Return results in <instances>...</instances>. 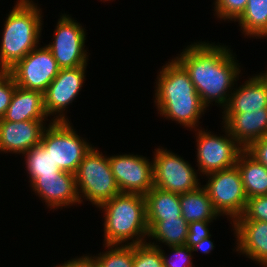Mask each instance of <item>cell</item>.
Masks as SVG:
<instances>
[{"label": "cell", "mask_w": 267, "mask_h": 267, "mask_svg": "<svg viewBox=\"0 0 267 267\" xmlns=\"http://www.w3.org/2000/svg\"><path fill=\"white\" fill-rule=\"evenodd\" d=\"M175 59L189 74L206 108L213 101L226 107L234 82L239 80L241 72L240 65L228 46L194 42Z\"/></svg>", "instance_id": "cell-1"}, {"label": "cell", "mask_w": 267, "mask_h": 267, "mask_svg": "<svg viewBox=\"0 0 267 267\" xmlns=\"http://www.w3.org/2000/svg\"><path fill=\"white\" fill-rule=\"evenodd\" d=\"M157 79L154 102L158 113L184 127L197 129L206 107L184 67L173 58L162 67Z\"/></svg>", "instance_id": "cell-2"}, {"label": "cell", "mask_w": 267, "mask_h": 267, "mask_svg": "<svg viewBox=\"0 0 267 267\" xmlns=\"http://www.w3.org/2000/svg\"><path fill=\"white\" fill-rule=\"evenodd\" d=\"M98 208L103 209L105 217L104 245H124L125 242V245L146 243L148 226L144 195L121 193Z\"/></svg>", "instance_id": "cell-3"}, {"label": "cell", "mask_w": 267, "mask_h": 267, "mask_svg": "<svg viewBox=\"0 0 267 267\" xmlns=\"http://www.w3.org/2000/svg\"><path fill=\"white\" fill-rule=\"evenodd\" d=\"M32 0H17L4 23L0 70H9L40 43L42 11Z\"/></svg>", "instance_id": "cell-4"}, {"label": "cell", "mask_w": 267, "mask_h": 267, "mask_svg": "<svg viewBox=\"0 0 267 267\" xmlns=\"http://www.w3.org/2000/svg\"><path fill=\"white\" fill-rule=\"evenodd\" d=\"M75 178L80 203L83 202L82 198L99 207L121 194L112 173L109 157L103 155L94 146L82 159Z\"/></svg>", "instance_id": "cell-5"}, {"label": "cell", "mask_w": 267, "mask_h": 267, "mask_svg": "<svg viewBox=\"0 0 267 267\" xmlns=\"http://www.w3.org/2000/svg\"><path fill=\"white\" fill-rule=\"evenodd\" d=\"M49 123L43 131L40 144L50 152L62 171L75 175L92 144L76 134L70 121Z\"/></svg>", "instance_id": "cell-6"}, {"label": "cell", "mask_w": 267, "mask_h": 267, "mask_svg": "<svg viewBox=\"0 0 267 267\" xmlns=\"http://www.w3.org/2000/svg\"><path fill=\"white\" fill-rule=\"evenodd\" d=\"M206 176L209 180L202 186L206 189L215 210L220 216L226 215L234 222L242 215L248 199L238 167L212 172Z\"/></svg>", "instance_id": "cell-7"}, {"label": "cell", "mask_w": 267, "mask_h": 267, "mask_svg": "<svg viewBox=\"0 0 267 267\" xmlns=\"http://www.w3.org/2000/svg\"><path fill=\"white\" fill-rule=\"evenodd\" d=\"M224 127V136H217L198 128L196 136L198 171L204 175L236 166L239 155L245 150Z\"/></svg>", "instance_id": "cell-8"}, {"label": "cell", "mask_w": 267, "mask_h": 267, "mask_svg": "<svg viewBox=\"0 0 267 267\" xmlns=\"http://www.w3.org/2000/svg\"><path fill=\"white\" fill-rule=\"evenodd\" d=\"M154 186L173 193H187L199 188L197 171L181 156L164 148H157L153 158Z\"/></svg>", "instance_id": "cell-9"}, {"label": "cell", "mask_w": 267, "mask_h": 267, "mask_svg": "<svg viewBox=\"0 0 267 267\" xmlns=\"http://www.w3.org/2000/svg\"><path fill=\"white\" fill-rule=\"evenodd\" d=\"M60 16L54 31V41L45 46L61 69L87 65L89 55L84 49L85 28L65 13Z\"/></svg>", "instance_id": "cell-10"}, {"label": "cell", "mask_w": 267, "mask_h": 267, "mask_svg": "<svg viewBox=\"0 0 267 267\" xmlns=\"http://www.w3.org/2000/svg\"><path fill=\"white\" fill-rule=\"evenodd\" d=\"M60 67L50 50L36 47L9 70L17 86L44 93Z\"/></svg>", "instance_id": "cell-11"}, {"label": "cell", "mask_w": 267, "mask_h": 267, "mask_svg": "<svg viewBox=\"0 0 267 267\" xmlns=\"http://www.w3.org/2000/svg\"><path fill=\"white\" fill-rule=\"evenodd\" d=\"M86 66L60 69L57 76L43 93L44 108L47 116L56 115L51 121H69L63 112L79 95L85 81Z\"/></svg>", "instance_id": "cell-12"}, {"label": "cell", "mask_w": 267, "mask_h": 267, "mask_svg": "<svg viewBox=\"0 0 267 267\" xmlns=\"http://www.w3.org/2000/svg\"><path fill=\"white\" fill-rule=\"evenodd\" d=\"M112 173L121 193L146 195L154 187L153 161L140 155L109 157Z\"/></svg>", "instance_id": "cell-13"}, {"label": "cell", "mask_w": 267, "mask_h": 267, "mask_svg": "<svg viewBox=\"0 0 267 267\" xmlns=\"http://www.w3.org/2000/svg\"><path fill=\"white\" fill-rule=\"evenodd\" d=\"M30 187L51 210L81 204L76 178L72 173L62 171L55 175H41Z\"/></svg>", "instance_id": "cell-14"}, {"label": "cell", "mask_w": 267, "mask_h": 267, "mask_svg": "<svg viewBox=\"0 0 267 267\" xmlns=\"http://www.w3.org/2000/svg\"><path fill=\"white\" fill-rule=\"evenodd\" d=\"M46 120L4 121L0 119V152L23 154L41 142Z\"/></svg>", "instance_id": "cell-15"}, {"label": "cell", "mask_w": 267, "mask_h": 267, "mask_svg": "<svg viewBox=\"0 0 267 267\" xmlns=\"http://www.w3.org/2000/svg\"><path fill=\"white\" fill-rule=\"evenodd\" d=\"M236 238V251L267 267V222L257 220L231 221Z\"/></svg>", "instance_id": "cell-16"}, {"label": "cell", "mask_w": 267, "mask_h": 267, "mask_svg": "<svg viewBox=\"0 0 267 267\" xmlns=\"http://www.w3.org/2000/svg\"><path fill=\"white\" fill-rule=\"evenodd\" d=\"M229 134L246 149L253 141L267 136V108L244 113H222Z\"/></svg>", "instance_id": "cell-17"}, {"label": "cell", "mask_w": 267, "mask_h": 267, "mask_svg": "<svg viewBox=\"0 0 267 267\" xmlns=\"http://www.w3.org/2000/svg\"><path fill=\"white\" fill-rule=\"evenodd\" d=\"M43 93L16 86L11 102L2 120L20 122L46 120Z\"/></svg>", "instance_id": "cell-18"}, {"label": "cell", "mask_w": 267, "mask_h": 267, "mask_svg": "<svg viewBox=\"0 0 267 267\" xmlns=\"http://www.w3.org/2000/svg\"><path fill=\"white\" fill-rule=\"evenodd\" d=\"M234 90L222 113H244L267 108V88L256 75Z\"/></svg>", "instance_id": "cell-19"}, {"label": "cell", "mask_w": 267, "mask_h": 267, "mask_svg": "<svg viewBox=\"0 0 267 267\" xmlns=\"http://www.w3.org/2000/svg\"><path fill=\"white\" fill-rule=\"evenodd\" d=\"M146 221H164L182 217L180 194L153 187L145 195Z\"/></svg>", "instance_id": "cell-20"}, {"label": "cell", "mask_w": 267, "mask_h": 267, "mask_svg": "<svg viewBox=\"0 0 267 267\" xmlns=\"http://www.w3.org/2000/svg\"><path fill=\"white\" fill-rule=\"evenodd\" d=\"M238 167L246 197L267 195V167L258 162L246 150L238 158Z\"/></svg>", "instance_id": "cell-21"}, {"label": "cell", "mask_w": 267, "mask_h": 267, "mask_svg": "<svg viewBox=\"0 0 267 267\" xmlns=\"http://www.w3.org/2000/svg\"><path fill=\"white\" fill-rule=\"evenodd\" d=\"M180 204L182 217L188 223L213 221L220 216L202 185L193 191L180 194Z\"/></svg>", "instance_id": "cell-22"}, {"label": "cell", "mask_w": 267, "mask_h": 267, "mask_svg": "<svg viewBox=\"0 0 267 267\" xmlns=\"http://www.w3.org/2000/svg\"><path fill=\"white\" fill-rule=\"evenodd\" d=\"M148 238L169 246L185 245L188 235V222L183 217L164 221H147Z\"/></svg>", "instance_id": "cell-23"}, {"label": "cell", "mask_w": 267, "mask_h": 267, "mask_svg": "<svg viewBox=\"0 0 267 267\" xmlns=\"http://www.w3.org/2000/svg\"><path fill=\"white\" fill-rule=\"evenodd\" d=\"M236 21L245 36L267 37V0H248L245 10Z\"/></svg>", "instance_id": "cell-24"}, {"label": "cell", "mask_w": 267, "mask_h": 267, "mask_svg": "<svg viewBox=\"0 0 267 267\" xmlns=\"http://www.w3.org/2000/svg\"><path fill=\"white\" fill-rule=\"evenodd\" d=\"M23 155L26 157V171L29 174L30 184L41 175H55L62 172L58 164H55L50 152L41 144L34 146Z\"/></svg>", "instance_id": "cell-25"}, {"label": "cell", "mask_w": 267, "mask_h": 267, "mask_svg": "<svg viewBox=\"0 0 267 267\" xmlns=\"http://www.w3.org/2000/svg\"><path fill=\"white\" fill-rule=\"evenodd\" d=\"M105 247L108 251L96 255L99 267H133L134 245H105Z\"/></svg>", "instance_id": "cell-26"}, {"label": "cell", "mask_w": 267, "mask_h": 267, "mask_svg": "<svg viewBox=\"0 0 267 267\" xmlns=\"http://www.w3.org/2000/svg\"><path fill=\"white\" fill-rule=\"evenodd\" d=\"M146 242L134 245L133 267H164L160 246Z\"/></svg>", "instance_id": "cell-27"}, {"label": "cell", "mask_w": 267, "mask_h": 267, "mask_svg": "<svg viewBox=\"0 0 267 267\" xmlns=\"http://www.w3.org/2000/svg\"><path fill=\"white\" fill-rule=\"evenodd\" d=\"M248 0H215L214 11L218 18L236 21L246 8Z\"/></svg>", "instance_id": "cell-28"}, {"label": "cell", "mask_w": 267, "mask_h": 267, "mask_svg": "<svg viewBox=\"0 0 267 267\" xmlns=\"http://www.w3.org/2000/svg\"><path fill=\"white\" fill-rule=\"evenodd\" d=\"M236 220H257L267 222V195L249 197L245 209Z\"/></svg>", "instance_id": "cell-29"}, {"label": "cell", "mask_w": 267, "mask_h": 267, "mask_svg": "<svg viewBox=\"0 0 267 267\" xmlns=\"http://www.w3.org/2000/svg\"><path fill=\"white\" fill-rule=\"evenodd\" d=\"M169 248L172 250L173 258L166 256L164 250L160 249L164 267H193L192 248L187 245L169 246Z\"/></svg>", "instance_id": "cell-30"}, {"label": "cell", "mask_w": 267, "mask_h": 267, "mask_svg": "<svg viewBox=\"0 0 267 267\" xmlns=\"http://www.w3.org/2000/svg\"><path fill=\"white\" fill-rule=\"evenodd\" d=\"M16 86L12 75L8 71L0 70V119L8 109Z\"/></svg>", "instance_id": "cell-31"}, {"label": "cell", "mask_w": 267, "mask_h": 267, "mask_svg": "<svg viewBox=\"0 0 267 267\" xmlns=\"http://www.w3.org/2000/svg\"><path fill=\"white\" fill-rule=\"evenodd\" d=\"M213 221H194L188 223V235L185 245L192 248L204 238L210 236L208 225Z\"/></svg>", "instance_id": "cell-32"}, {"label": "cell", "mask_w": 267, "mask_h": 267, "mask_svg": "<svg viewBox=\"0 0 267 267\" xmlns=\"http://www.w3.org/2000/svg\"><path fill=\"white\" fill-rule=\"evenodd\" d=\"M245 150L267 167V136L253 141Z\"/></svg>", "instance_id": "cell-33"}, {"label": "cell", "mask_w": 267, "mask_h": 267, "mask_svg": "<svg viewBox=\"0 0 267 267\" xmlns=\"http://www.w3.org/2000/svg\"><path fill=\"white\" fill-rule=\"evenodd\" d=\"M55 267H99L96 256L83 255L81 257L73 258Z\"/></svg>", "instance_id": "cell-34"}, {"label": "cell", "mask_w": 267, "mask_h": 267, "mask_svg": "<svg viewBox=\"0 0 267 267\" xmlns=\"http://www.w3.org/2000/svg\"><path fill=\"white\" fill-rule=\"evenodd\" d=\"M210 236L204 238L201 242H199L198 244L194 245L192 247V251H199L201 253H204V254H209L213 249H214V245H213V242L210 240Z\"/></svg>", "instance_id": "cell-35"}, {"label": "cell", "mask_w": 267, "mask_h": 267, "mask_svg": "<svg viewBox=\"0 0 267 267\" xmlns=\"http://www.w3.org/2000/svg\"><path fill=\"white\" fill-rule=\"evenodd\" d=\"M259 79H260V81L266 86V88H267V70H266V72L265 73H261V74H258V75H256Z\"/></svg>", "instance_id": "cell-36"}]
</instances>
